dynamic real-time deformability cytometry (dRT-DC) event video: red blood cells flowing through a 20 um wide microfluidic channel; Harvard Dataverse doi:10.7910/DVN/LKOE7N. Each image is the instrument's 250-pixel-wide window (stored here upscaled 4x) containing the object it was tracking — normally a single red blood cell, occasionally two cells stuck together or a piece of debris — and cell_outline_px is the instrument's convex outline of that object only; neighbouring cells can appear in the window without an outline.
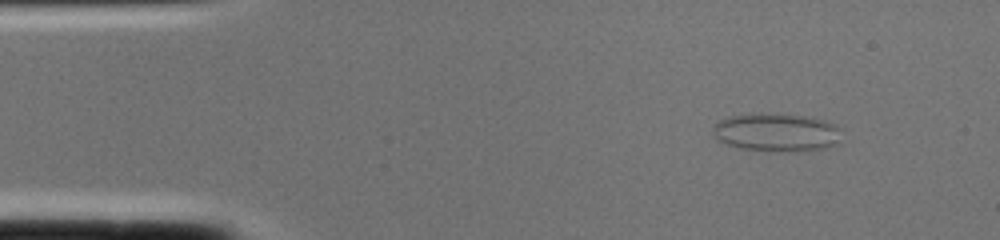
{"species": "common noctule bat (a hibernating species)", "species_latin": "Nyctalus noctula", "temperature_condition": "cold", "stored_images_in_passage": 1, "camera_frame_rate_fps": 3000, "um_per_image_px": 0.085, "animal": {"sex": "female", "body_mass_g": 22.0, "forearm_length_mm": 56.7}, "frame": {"image": 1, "passage_image": 1, "time_ms": 0.0, "image_size_px": [1000, 240], "cell_outline_px": [[840, 128], [832, 144], [824, 148], [768, 152], [740, 148], [716, 140], [712, 136], [712, 128], [716, 120], [728, 116], [800, 116], [824, 120], [836, 124]], "centroid_in_image_um": [65.87, 11.28], "position_along_channel_um": 19.1, "area_um2": 27.46}}